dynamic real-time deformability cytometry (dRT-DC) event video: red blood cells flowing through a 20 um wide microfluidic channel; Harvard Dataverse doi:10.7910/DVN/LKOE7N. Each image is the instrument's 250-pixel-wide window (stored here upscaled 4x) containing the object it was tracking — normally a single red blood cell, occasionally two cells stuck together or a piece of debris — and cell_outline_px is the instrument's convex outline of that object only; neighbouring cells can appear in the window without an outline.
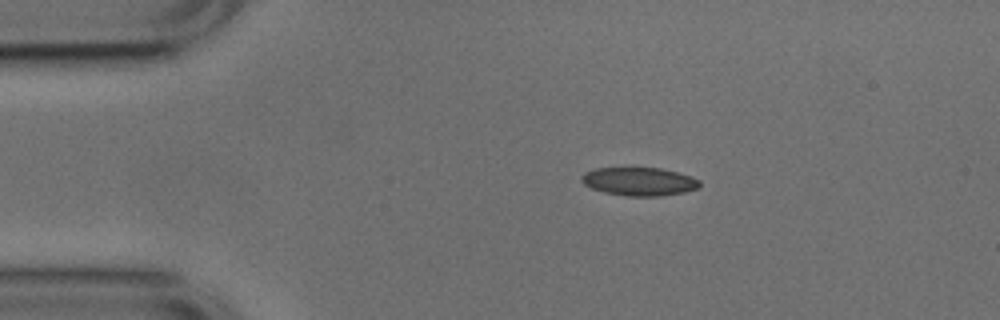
{"species": "common noctule bat (a hibernating species)", "species_latin": "Nyctalus noctula", "temperature_condition": "cold", "stored_images_in_passage": 44, "camera_frame_rate_fps": 3000, "um_per_image_px": 0.085, "animal": {"sex": "male", "body_mass_g": 17.9, "forearm_length_mm": 54.2}, "frame": {"image": 1, "passage_image": 1, "time_ms": 0.0, "image_size_px": [1000, 320], "cell_outline_px": [[700, 188], [684, 192], [660, 196], [628, 196], [604, 192], [592, 188], [584, 184], [580, 180], [580, 176], [584, 172], [596, 168], [660, 168], [692, 176], [700, 180]], "centroid_in_image_um": [54.33, 15.43], "position_along_channel_um": 30.7, "area_um2": 19.54}}
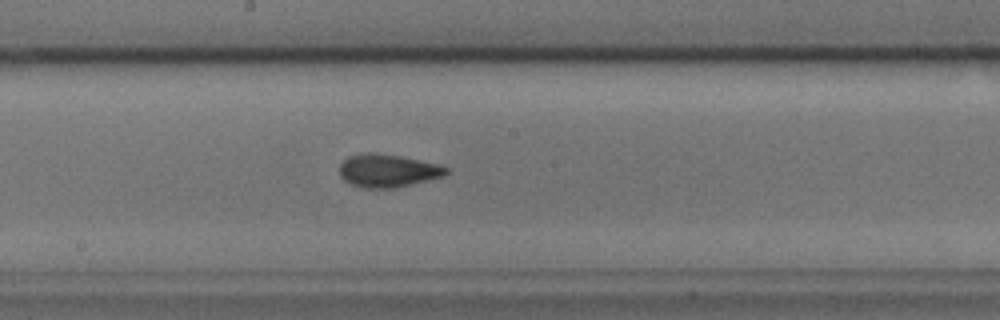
{"frame": {"image": 2, "passage_image": 19, "time_ms": 6.0, "image_size_px": [1000, 320], "cell_outline_px": [[448, 172], [444, 176], [396, 188], [364, 188], [352, 184], [344, 180], [340, 176], [340, 164], [348, 156], [368, 152], [372, 152], [400, 156], [440, 164], [448, 168]], "centroid_in_image_um": [32.97, 14.5], "position_along_channel_um": 215.2, "area_um2": 20.52}}
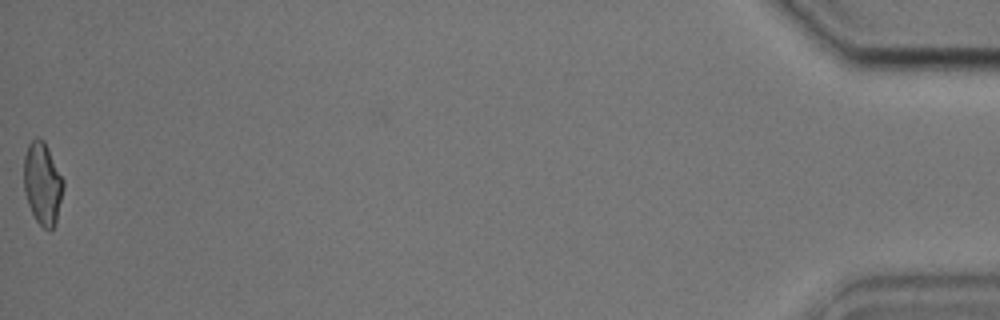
{"frame": {"image": 3, "passage_image": 44, "time_ms": 14.333, "image_size_px": [1000, 320], "cell_outline_px": [[64, 188], [56, 224], [48, 232], [36, 220], [28, 204], [24, 192], [24, 156], [28, 144], [36, 136], [44, 140], [64, 180]], "centroid_in_image_um": [3.62, 15.6], "position_along_channel_um": 431.6, "area_um2": 19.13}, "authors_computed_cell_mechanics": {"area_um2": 19.363, "velocity_mm_per_s": 3.797, "shape_relaxation_time_tau1_ms": 6.8721, "shape_relaxation_time_tau2_ms": 2.8903, "deformation_change_tau1": 0.1598, "deformation_change_tau2": 0.0796}}